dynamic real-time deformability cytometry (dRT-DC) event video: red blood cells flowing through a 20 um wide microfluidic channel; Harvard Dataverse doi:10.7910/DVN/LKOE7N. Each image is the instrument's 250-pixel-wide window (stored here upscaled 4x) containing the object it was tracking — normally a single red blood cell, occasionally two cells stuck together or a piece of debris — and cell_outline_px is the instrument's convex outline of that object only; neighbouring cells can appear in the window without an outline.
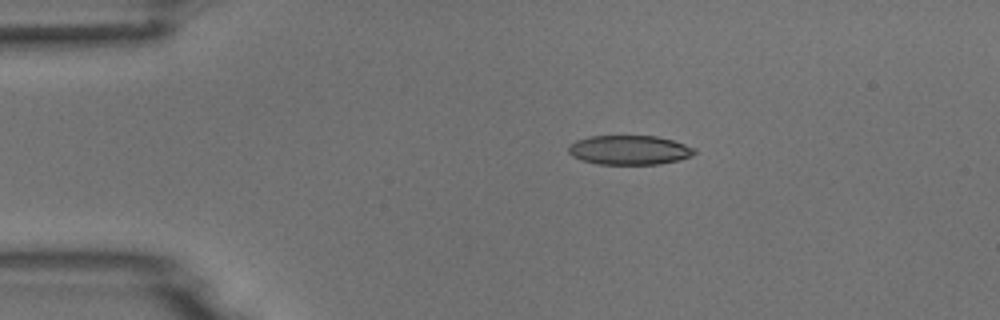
{"species": "common noctule bat (a hibernating species)", "species_latin": "Nyctalus noctula", "temperature_condition": "room temperature", "stored_images_in_passage": 2, "camera_frame_rate_fps": 3000, "um_per_image_px": 0.085, "animal": {"sex": "male", "body_mass_g": 18.8}, "frame": {"image": 1, "passage_image": 1, "time_ms": 0.0, "image_size_px": [1000, 320], "cell_outline_px": [[696, 152], [692, 156], [660, 164], [600, 164], [580, 160], [572, 156], [568, 152], [568, 148], [576, 140], [588, 136], [656, 136], [672, 140], [696, 148]], "centroid_in_image_um": [53.49, 12.75], "position_along_channel_um": 31.5, "area_um2": 21.5}}